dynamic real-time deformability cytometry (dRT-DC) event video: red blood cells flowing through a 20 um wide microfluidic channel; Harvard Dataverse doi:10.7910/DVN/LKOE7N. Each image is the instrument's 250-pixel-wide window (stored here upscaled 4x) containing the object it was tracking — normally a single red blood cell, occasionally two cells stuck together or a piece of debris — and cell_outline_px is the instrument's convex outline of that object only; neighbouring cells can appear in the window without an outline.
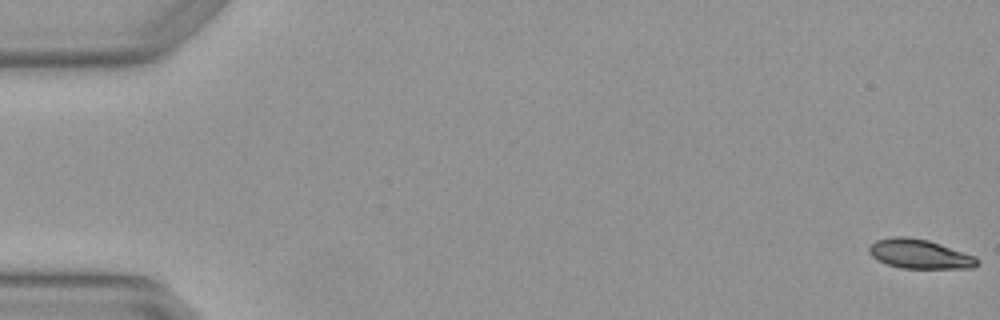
{"species": "Egyptian fruit bat (a non-hibernating species)", "species_latin": "Rousettus aegyptiacus", "temperature_condition": "warm", "stored_images_in_passage": 4, "camera_frame_rate_fps": 3000, "um_per_image_px": 0.085, "animal": {"sex": "female"}, "frame": {"image": 1, "passage_image": 1, "time_ms": 0.0, "image_size_px": [1000, 320], "cell_outline_px": [[980, 260], [972, 268], [900, 268], [888, 264], [872, 256], [868, 252], [868, 248], [876, 240], [892, 236], [904, 236], [928, 240], [976, 256]], "centroid_in_image_um": [78.17, 21.58], "position_along_channel_um": 6.8, "area_um2": 18.32}}
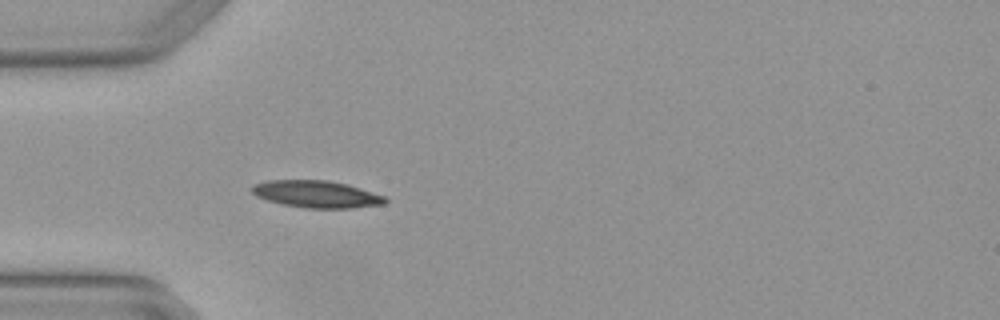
{"frame": {"image": 2, "passage_image": 4, "time_ms": 1.0, "image_size_px": [1000, 320], "cell_outline_px": [[388, 200], [384, 204], [352, 208], [304, 208], [284, 204], [268, 200], [256, 196], [252, 192], [252, 184], [268, 180], [328, 180], [348, 184], [384, 196]], "centroid_in_image_um": [26.9, 16.5], "position_along_channel_um": 58.1, "area_um2": 20.98}}